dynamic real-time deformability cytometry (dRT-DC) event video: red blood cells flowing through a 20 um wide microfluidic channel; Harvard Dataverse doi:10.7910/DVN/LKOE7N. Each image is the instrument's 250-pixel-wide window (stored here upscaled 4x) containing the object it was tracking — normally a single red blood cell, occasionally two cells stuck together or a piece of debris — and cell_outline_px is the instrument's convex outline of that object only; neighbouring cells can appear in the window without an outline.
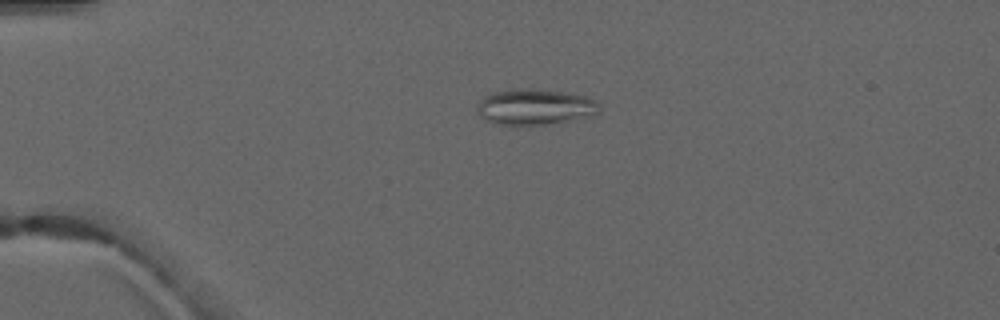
{"species": "common noctule bat (a hibernating species)", "species_latin": "Nyctalus noctula", "temperature_condition": "warm", "stored_images_in_passage": 3, "camera_frame_rate_fps": 3000, "um_per_image_px": 0.085, "animal": {"sex": "male", "forearm_length_mm": 52.5}, "frame": {"image": 1, "passage_image": 3, "time_ms": 2.333, "image_size_px": [1000, 320], "cell_outline_px": [[600, 112], [592, 116], [544, 124], [500, 124], [488, 120], [480, 116], [476, 112], [476, 104], [484, 96], [496, 92], [516, 88], [536, 88], [588, 96], [596, 100], [600, 104]], "centroid_in_image_um": [45.49, 9.06], "position_along_channel_um": 39.5, "area_um2": 25.49}}